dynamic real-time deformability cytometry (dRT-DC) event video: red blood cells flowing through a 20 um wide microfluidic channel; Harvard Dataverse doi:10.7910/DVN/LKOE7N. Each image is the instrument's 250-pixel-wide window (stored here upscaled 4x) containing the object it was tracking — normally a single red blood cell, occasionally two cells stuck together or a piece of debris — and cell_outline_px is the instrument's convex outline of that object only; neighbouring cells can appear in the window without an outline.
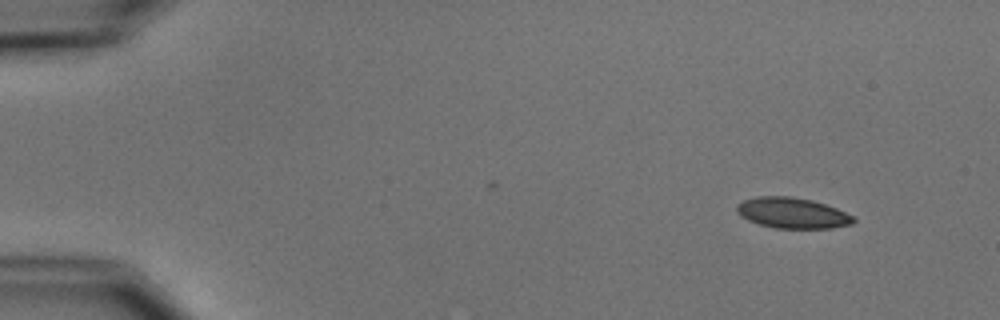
{"species": "common noctule bat (a hibernating species)", "species_latin": "Nyctalus noctula", "temperature_condition": "cold", "stored_images_in_passage": 6, "camera_frame_rate_fps": 3000, "um_per_image_px": 0.085, "animal": {"sex": "male", "body_mass_g": 15.6}, "frame": {"image": 1, "passage_image": 1, "time_ms": 0.0, "image_size_px": [1000, 320], "cell_outline_px": [[856, 220], [852, 224], [832, 228], [776, 228], [760, 224], [748, 220], [740, 216], [736, 212], [736, 204], [744, 200], [756, 196], [792, 196], [812, 200], [836, 208], [852, 216]], "centroid_in_image_um": [67.31, 18.1], "position_along_channel_um": 17.7, "area_um2": 20.87}}
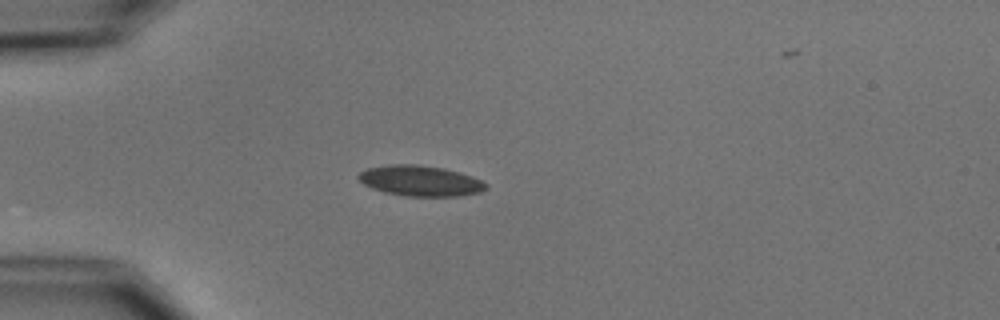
{"frame": {"image": 2, "passage_image": 3, "time_ms": 3.333, "image_size_px": [1000, 320], "cell_outline_px": [[488, 188], [480, 192], [460, 196], [404, 196], [384, 192], [372, 188], [364, 184], [356, 176], [360, 172], [368, 168], [388, 164], [416, 164], [444, 168], [460, 172], [472, 176], [488, 184]], "centroid_in_image_um": [35.74, 15.37], "position_along_channel_um": 49.3, "area_um2": 22.83}}